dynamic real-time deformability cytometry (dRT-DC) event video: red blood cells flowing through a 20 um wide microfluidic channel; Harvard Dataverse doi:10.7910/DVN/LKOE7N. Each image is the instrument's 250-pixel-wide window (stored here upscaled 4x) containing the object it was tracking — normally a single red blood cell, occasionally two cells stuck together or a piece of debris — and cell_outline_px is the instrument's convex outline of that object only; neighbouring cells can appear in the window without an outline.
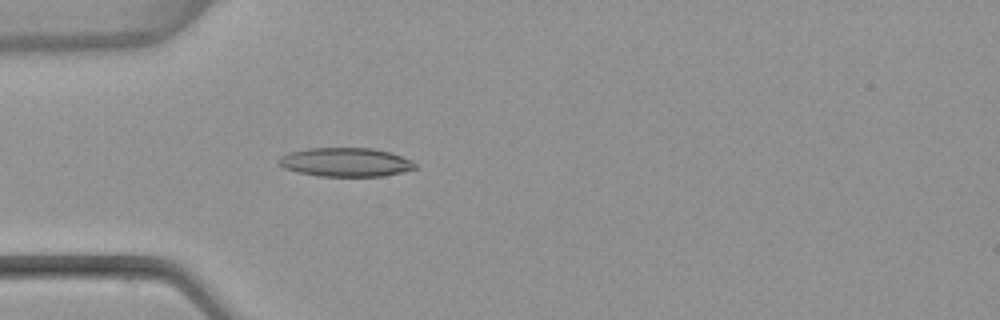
{"species": "common noctule bat (a hibernating species)", "species_latin": "Nyctalus noctula", "temperature_condition": "warm", "stored_images_in_passage": 53, "camera_frame_rate_fps": 3000, "um_per_image_px": 0.085, "animal": {"sex": "female", "body_mass_g": 22.7, "forearm_length_mm": 54.2}, "frame": {"image": 1, "passage_image": 16, "time_ms": 5.0, "image_size_px": [1000, 320], "cell_outline_px": [[416, 168], [404, 172], [384, 176], [320, 176], [296, 172], [284, 168], [276, 160], [280, 156], [288, 152], [308, 148], [372, 148], [388, 152], [400, 156], [416, 164]], "centroid_in_image_um": [29.32, 13.79], "position_along_channel_um": 55.7, "area_um2": 22.89}}
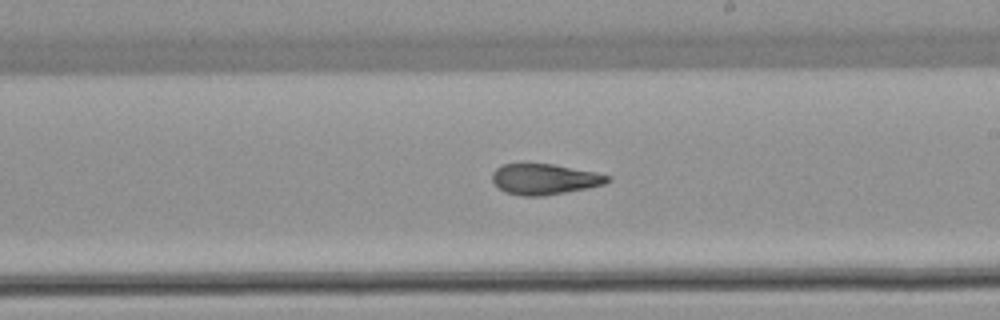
{"frame": {"image": 2, "passage_image": 31, "time_ms": 10.0, "image_size_px": [1000, 320], "cell_outline_px": [[612, 180], [604, 184], [588, 188], [544, 196], [520, 196], [504, 192], [492, 180], [492, 172], [500, 164], [552, 164], [596, 172], [612, 176]], "centroid_in_image_um": [46.3, 15.23], "position_along_channel_um": 242.7, "area_um2": 20.75}}
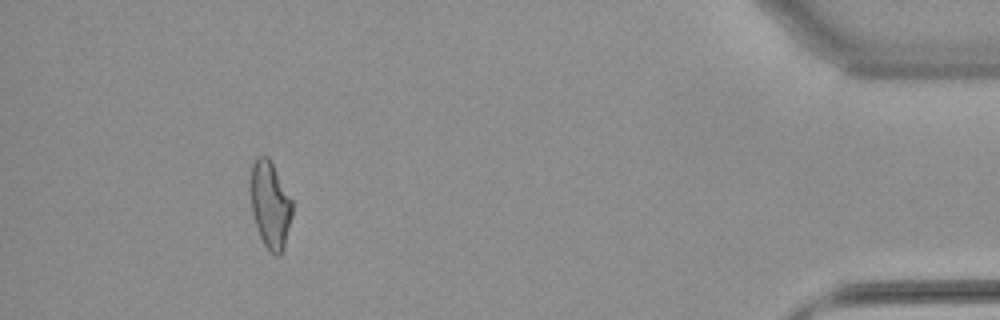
{"frame": {"image": 3, "passage_image": 49, "time_ms": 16.0, "image_size_px": [1000, 320], "cell_outline_px": [[292, 216], [284, 248], [280, 256], [276, 256], [264, 244], [260, 236], [252, 212], [252, 164], [256, 156], [268, 156], [292, 200]], "centroid_in_image_um": [22.99, 17.43], "position_along_channel_um": 412.2, "area_um2": 20.63}, "authors_computed_cell_mechanics": {"area_um2": 21.7906, "velocity_mm_per_s": 3.8613, "shape_relaxation_time_tau1_ms": null, "shape_relaxation_time_tau2_ms": 2.0788, "deformation_change_tau1": null, "deformation_change_tau2": 0.0963}}